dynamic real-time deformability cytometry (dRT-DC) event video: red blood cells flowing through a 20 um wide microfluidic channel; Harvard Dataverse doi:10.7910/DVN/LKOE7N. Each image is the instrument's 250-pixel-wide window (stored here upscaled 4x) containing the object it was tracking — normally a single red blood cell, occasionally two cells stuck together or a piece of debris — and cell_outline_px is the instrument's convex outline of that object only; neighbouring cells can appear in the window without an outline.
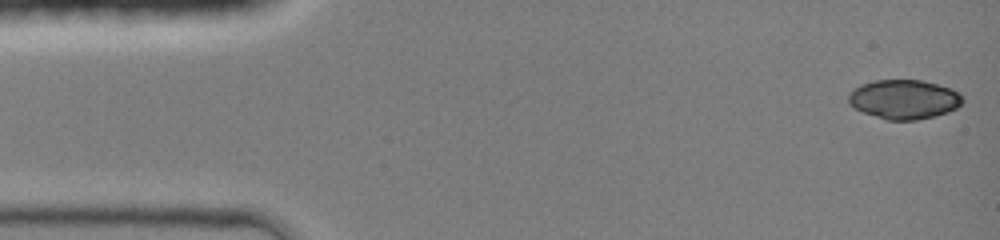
{"species": "common noctule bat (a hibernating species)", "species_latin": "Nyctalus noctula", "temperature_condition": "room temperature", "stored_images_in_passage": 41, "camera_frame_rate_fps": 3000, "um_per_image_px": 0.085, "animal": {"sex": "female", "body_mass_g": 19.0, "forearm_length_mm": 51.5}, "frame": {"image": 1, "passage_image": 1, "time_ms": 0.0, "image_size_px": [1000, 240], "cell_outline_px": [[964, 100], [956, 108], [948, 112], [936, 116], [916, 120], [888, 120], [864, 112], [848, 104], [848, 92], [860, 84], [876, 80], [920, 80], [952, 88], [960, 92]], "centroid_in_image_um": [76.85, 8.44], "position_along_channel_um": 8.2, "area_um2": 26.24}}
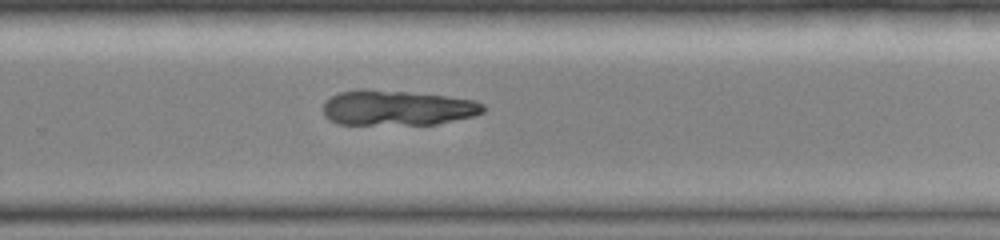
{"frame": {"image": 2, "passage_image": 29, "time_ms": 9.333, "image_size_px": [1000, 240], "cell_outline_px": [[484, 112], [472, 116], [436, 124], [336, 124], [328, 120], [324, 116], [324, 100], [340, 92], [360, 88], [364, 88], [408, 92], [444, 96], [476, 100], [484, 104]], "centroid_in_image_um": [33.72, 9.16], "position_along_channel_um": 296.1, "area_um2": 32.89}}
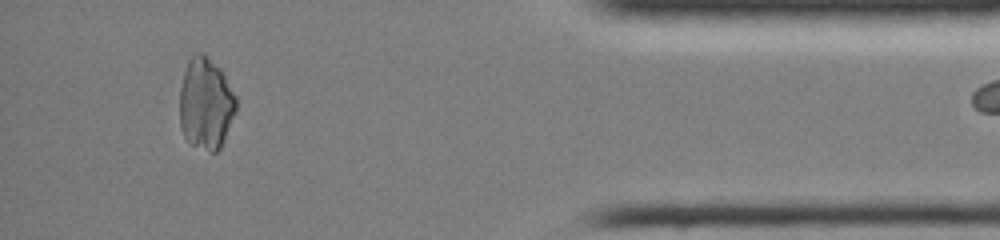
{"frame": {"image": 3, "passage_image": 40, "time_ms": 13.0, "image_size_px": [1000, 240], "cell_outline_px": [[236, 108], [220, 148], [216, 152], [212, 152], [192, 144], [184, 136], [180, 124], [180, 88], [184, 72], [188, 60], [196, 52], [204, 52], [220, 68], [236, 96]], "centroid_in_image_um": [17.48, 8.76], "position_along_channel_um": 417.7, "area_um2": 29.88}}